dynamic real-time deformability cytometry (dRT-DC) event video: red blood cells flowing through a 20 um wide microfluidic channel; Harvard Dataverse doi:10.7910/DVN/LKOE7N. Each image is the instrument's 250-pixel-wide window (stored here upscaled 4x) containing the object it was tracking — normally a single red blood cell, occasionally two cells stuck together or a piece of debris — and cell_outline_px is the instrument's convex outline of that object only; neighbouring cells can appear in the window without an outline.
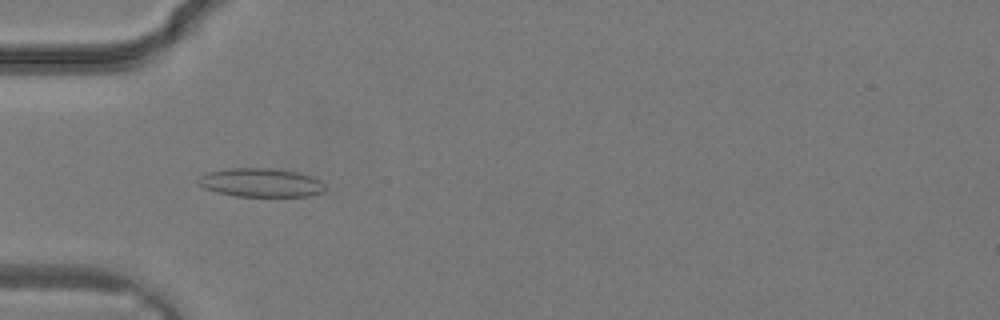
{"species": "common noctule bat (a hibernating species)", "species_latin": "Nyctalus noctula", "temperature_condition": "warm", "stored_images_in_passage": 32, "camera_frame_rate_fps": 3000, "um_per_image_px": 0.085, "animal": {"sex": "male", "body_mass_g": 19.2, "forearm_length_mm": 51.8}, "frame": {"image": 1, "passage_image": 10, "time_ms": 3.0, "image_size_px": [1000, 320], "cell_outline_px": [[324, 192], [308, 196], [236, 196], [216, 192], [204, 188], [196, 180], [200, 176], [208, 172], [232, 168], [272, 168], [296, 172], [312, 176], [320, 180], [324, 184]], "centroid_in_image_um": [22.18, 15.52], "position_along_channel_um": 62.8, "area_um2": 21.15}}
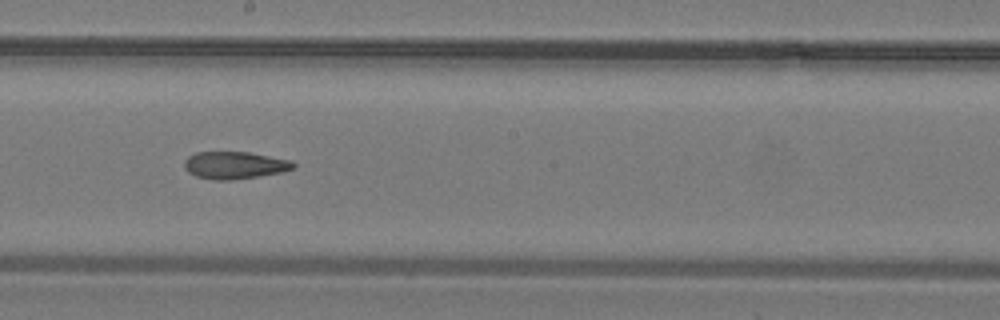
{"frame": {"image": 2, "passage_image": 18, "time_ms": 5.667, "image_size_px": [1000, 320], "cell_outline_px": [[296, 168], [284, 172], [232, 180], [212, 180], [196, 176], [188, 172], [184, 168], [184, 160], [188, 156], [196, 152], [248, 152], [292, 160], [296, 164]], "centroid_in_image_um": [19.96, 14.04], "position_along_channel_um": 228.2, "area_um2": 17.57}}
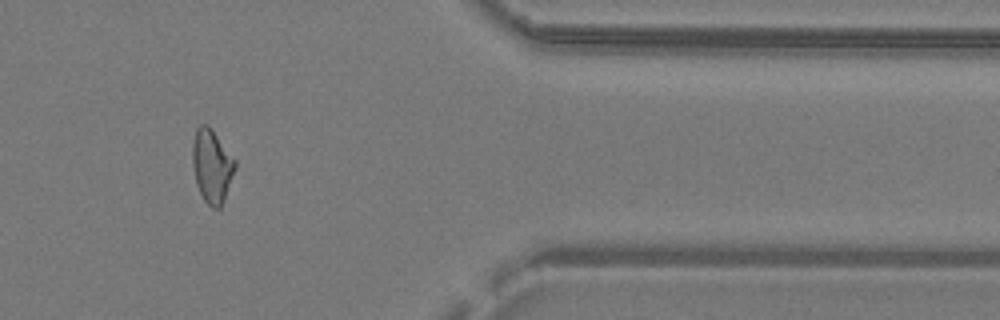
{"frame": {"image": 3, "passage_image": 27, "time_ms": 8.667, "image_size_px": [1000, 320], "cell_outline_px": [[236, 168], [224, 200], [220, 208], [212, 208], [204, 200], [196, 184], [192, 164], [192, 144], [196, 128], [200, 124], [208, 124], [236, 160]], "centroid_in_image_um": [18.0, 14.09], "position_along_channel_um": 393.4, "area_um2": 18.32}}